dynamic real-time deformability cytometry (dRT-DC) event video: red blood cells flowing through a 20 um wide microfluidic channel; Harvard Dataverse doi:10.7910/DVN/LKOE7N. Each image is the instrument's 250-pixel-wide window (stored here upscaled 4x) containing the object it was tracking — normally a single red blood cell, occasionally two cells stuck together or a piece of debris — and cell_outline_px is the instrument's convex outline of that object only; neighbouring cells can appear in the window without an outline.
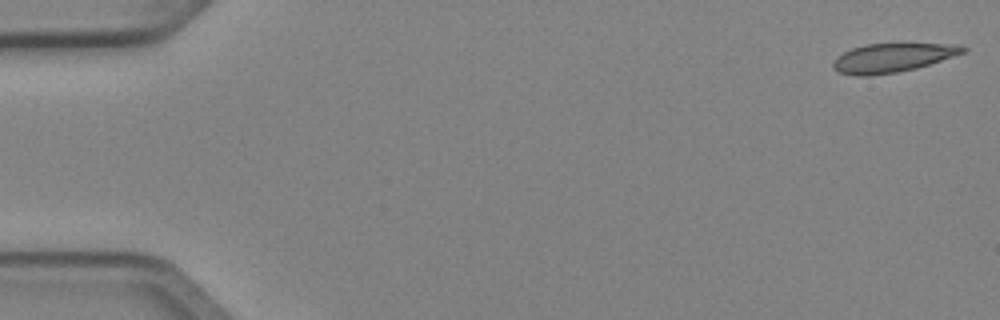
{"species": "Egyptian fruit bat (a non-hibernating species)", "species_latin": "Rousettus aegyptiacus", "temperature_condition": "cold", "stored_images_in_passage": 14, "camera_frame_rate_fps": 3000, "um_per_image_px": 0.085, "animal": {"sex": "female"}, "frame": {"image": 1, "passage_image": 1, "time_ms": 0.0, "image_size_px": [1000, 320], "cell_outline_px": [[968, 48], [964, 52], [916, 68], [896, 72], [868, 76], [856, 76], [840, 72], [832, 68], [832, 60], [836, 56], [852, 48], [864, 44], [960, 44]], "centroid_in_image_um": [75.8, 4.91], "position_along_channel_um": 9.2, "area_um2": 21.68}}
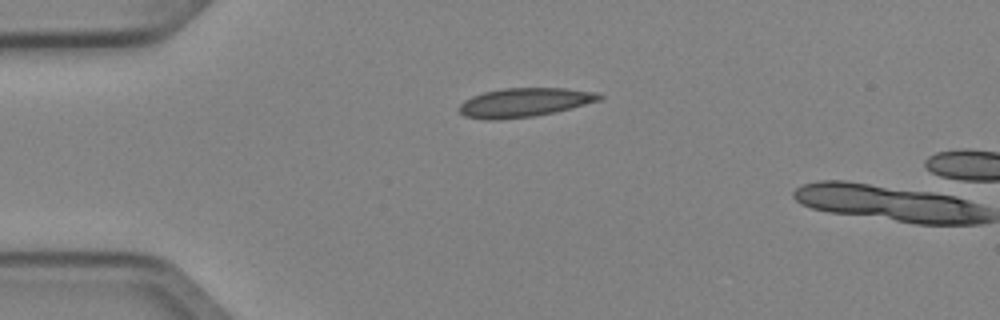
{"frame": {"image": 2, "passage_image": 12, "time_ms": 3.667, "image_size_px": [1000, 320], "cell_outline_px": [[604, 96], [600, 100], [556, 112], [532, 116], [500, 120], [484, 120], [464, 116], [456, 108], [464, 100], [472, 96], [484, 92], [504, 88], [568, 88], [596, 92]], "centroid_in_image_um": [44.54, 8.71], "position_along_channel_um": 40.5, "area_um2": 23.81}}